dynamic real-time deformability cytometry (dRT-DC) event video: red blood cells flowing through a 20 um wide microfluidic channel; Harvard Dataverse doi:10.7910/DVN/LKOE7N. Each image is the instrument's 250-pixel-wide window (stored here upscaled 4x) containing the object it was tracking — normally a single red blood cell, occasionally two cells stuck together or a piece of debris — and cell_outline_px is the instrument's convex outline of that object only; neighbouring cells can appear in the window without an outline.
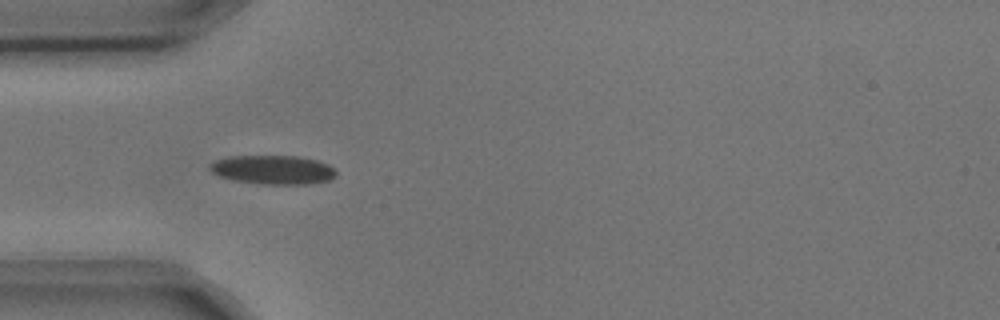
{"species": "common noctule bat (a hibernating species)", "species_latin": "Nyctalus noctula", "temperature_condition": "cold", "stored_images_in_passage": 2, "camera_frame_rate_fps": 3000, "um_per_image_px": 0.085, "animal": {"sex": "male", "body_mass_g": 17.9, "forearm_length_mm": 54.2}, "frame": {"image": 1, "passage_image": 1, "time_ms": 0.0, "image_size_px": [1000, 320], "cell_outline_px": [[336, 176], [328, 180], [308, 184], [260, 184], [236, 180], [220, 176], [212, 172], [208, 168], [208, 164], [216, 160], [232, 156], [296, 156], [316, 160], [328, 164], [336, 172]], "centroid_in_image_um": [23.19, 14.43], "position_along_channel_um": 61.8, "area_um2": 21.15}}